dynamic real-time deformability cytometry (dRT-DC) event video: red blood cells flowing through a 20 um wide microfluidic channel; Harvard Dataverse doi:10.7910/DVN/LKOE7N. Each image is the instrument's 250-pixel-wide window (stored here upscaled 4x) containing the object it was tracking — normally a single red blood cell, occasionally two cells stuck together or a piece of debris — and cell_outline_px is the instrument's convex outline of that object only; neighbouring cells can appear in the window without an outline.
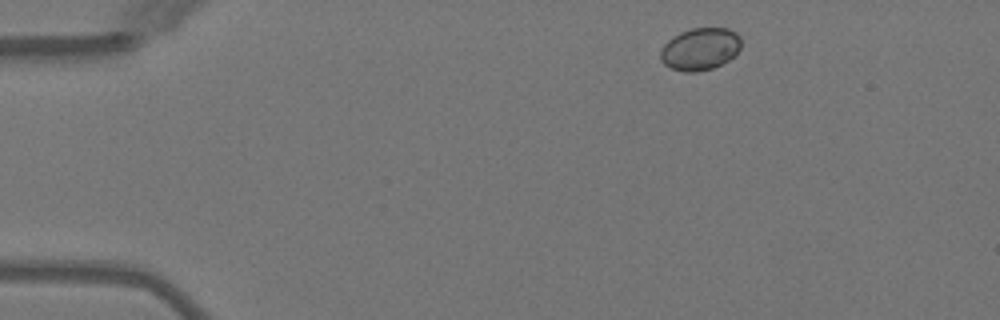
{"species": "Egyptian fruit bat (a non-hibernating species)", "species_latin": "Rousettus aegyptiacus", "temperature_condition": "warm", "stored_images_in_passage": 3, "camera_frame_rate_fps": 3000, "um_per_image_px": 0.085, "animal": {"sex": "female"}, "frame": {"image": 1, "passage_image": 1, "time_ms": 0.0, "image_size_px": [1000, 320], "cell_outline_px": [[740, 48], [728, 60], [712, 68], [696, 72], [684, 72], [672, 68], [664, 64], [660, 60], [660, 52], [664, 44], [668, 40], [680, 32], [692, 28], [728, 28], [736, 32], [740, 36]], "centroid_in_image_um": [59.49, 4.16], "position_along_channel_um": 25.5, "area_um2": 19.77}}